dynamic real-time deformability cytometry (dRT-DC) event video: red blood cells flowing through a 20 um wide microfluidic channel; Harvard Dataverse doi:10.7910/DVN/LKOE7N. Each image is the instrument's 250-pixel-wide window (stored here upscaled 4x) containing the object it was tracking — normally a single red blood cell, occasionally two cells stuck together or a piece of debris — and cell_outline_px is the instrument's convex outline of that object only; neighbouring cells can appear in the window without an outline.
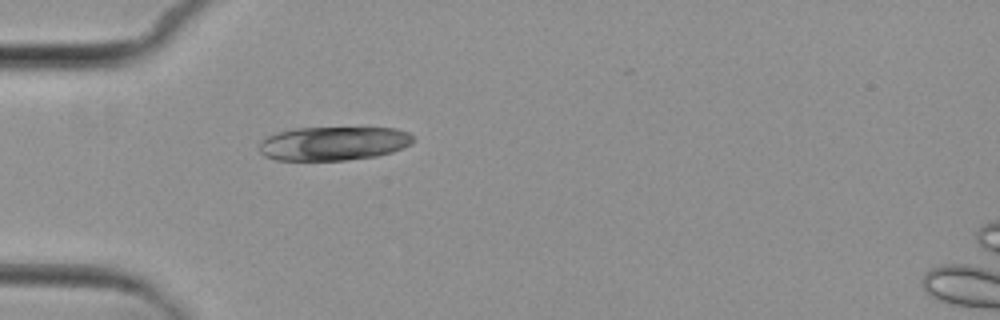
{"species": "common noctule bat (a hibernating species)", "species_latin": "Nyctalus noctula", "temperature_condition": "cold", "stored_images_in_passage": 2, "camera_frame_rate_fps": 3000, "um_per_image_px": 0.085, "animal": {"sex": "female", "body_mass_g": 29.2, "forearm_length_mm": 56.3}, "frame": {"image": 1, "passage_image": 2, "time_ms": 1.333, "image_size_px": [1000, 320], "cell_outline_px": [[416, 136], [412, 144], [404, 148], [392, 152], [376, 156], [344, 160], [276, 160], [264, 156], [260, 152], [260, 140], [276, 132], [296, 128], [396, 128], [408, 132]], "centroid_in_image_um": [28.37, 12.19], "position_along_channel_um": 56.6, "area_um2": 30.58}}